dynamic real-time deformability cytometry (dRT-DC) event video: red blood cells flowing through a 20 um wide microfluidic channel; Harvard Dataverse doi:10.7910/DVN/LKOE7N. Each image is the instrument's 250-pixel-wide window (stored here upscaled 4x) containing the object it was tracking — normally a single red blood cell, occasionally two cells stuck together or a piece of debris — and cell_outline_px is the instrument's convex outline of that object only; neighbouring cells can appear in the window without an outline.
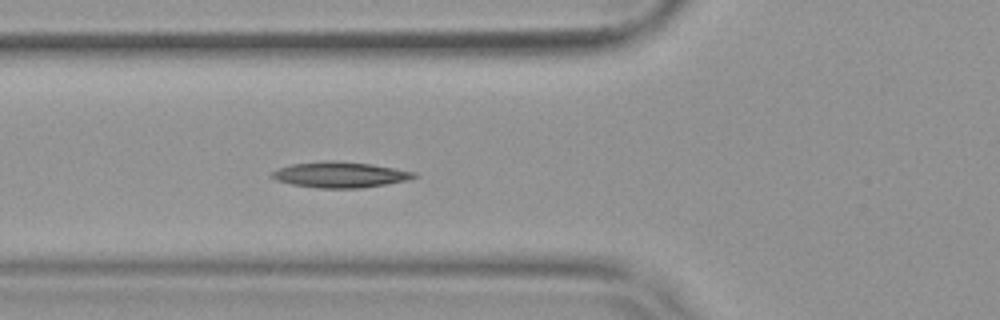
{"species": "common noctule bat (a hibernating species)", "species_latin": "Nyctalus noctula", "temperature_condition": "warm", "stored_images_in_passage": 42, "camera_frame_rate_fps": 3000, "um_per_image_px": 0.085, "animal": {"sex": "female", "body_mass_g": 19.9}, "frame": {"image": 1, "passage_image": 19, "time_ms": 6.0, "image_size_px": [1000, 320], "cell_outline_px": [[420, 176], [408, 180], [360, 188], [316, 188], [292, 184], [276, 180], [268, 176], [272, 172], [280, 168], [292, 164], [324, 160], [332, 160], [372, 164], [416, 172]], "centroid_in_image_um": [28.91, 14.84], "position_along_channel_um": 96.9, "area_um2": 21.39}}